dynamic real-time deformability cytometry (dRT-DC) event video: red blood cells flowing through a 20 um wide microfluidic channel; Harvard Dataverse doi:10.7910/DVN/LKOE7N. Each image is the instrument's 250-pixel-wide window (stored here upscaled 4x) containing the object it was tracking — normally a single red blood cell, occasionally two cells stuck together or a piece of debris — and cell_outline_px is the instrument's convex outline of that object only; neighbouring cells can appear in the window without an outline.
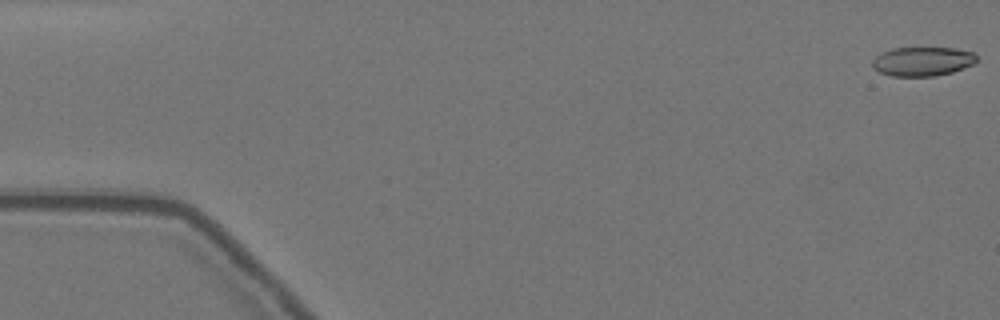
{"species": "Egyptian fruit bat (a non-hibernating species)", "species_latin": "Rousettus aegyptiacus", "temperature_condition": "warm", "stored_images_in_passage": 24, "camera_frame_rate_fps": 3000, "um_per_image_px": 0.085, "animal": {"sex": "female"}, "frame": {"image": 1, "passage_image": 1, "time_ms": 0.0, "image_size_px": [1000, 320], "cell_outline_px": [[976, 60], [972, 64], [952, 72], [936, 76], [892, 76], [880, 72], [872, 68], [872, 60], [880, 52], [892, 48], [956, 48], [972, 52], [976, 56]], "centroid_in_image_um": [78.36, 5.22], "position_along_channel_um": 6.6, "area_um2": 17.69}}
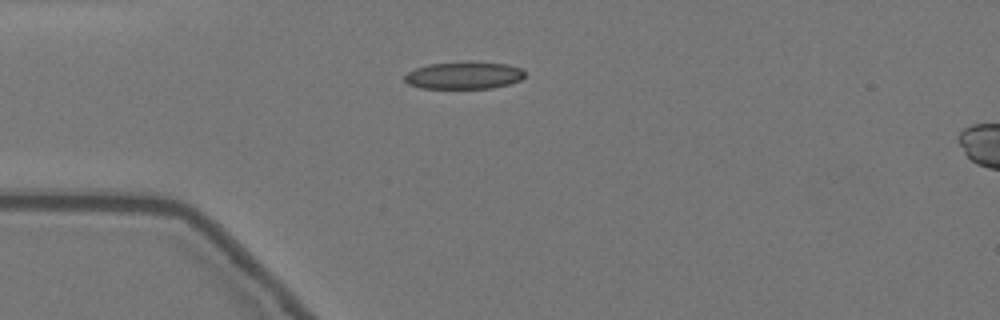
{"frame": {"image": 2, "passage_image": 15, "time_ms": 4.667, "image_size_px": [1000, 320], "cell_outline_px": [[524, 76], [520, 80], [508, 84], [492, 88], [420, 88], [408, 84], [404, 80], [404, 76], [408, 72], [416, 68], [428, 64], [468, 60], [508, 64], [524, 68]], "centroid_in_image_um": [39.45, 6.38], "position_along_channel_um": 45.6, "area_um2": 19.54}}
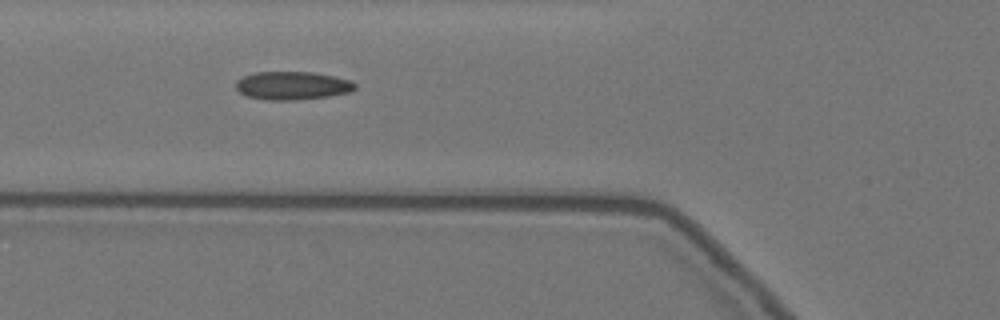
{"frame": {"image": 3, "passage_image": 21, "time_ms": 6.667, "image_size_px": [1000, 320], "cell_outline_px": [[356, 88], [348, 92], [328, 96], [300, 100], [268, 100], [248, 96], [240, 92], [236, 88], [236, 80], [244, 76], [256, 72], [312, 72], [352, 80], [356, 84]], "centroid_in_image_um": [24.85, 7.27], "position_along_channel_um": 100.9, "area_um2": 19.54}}